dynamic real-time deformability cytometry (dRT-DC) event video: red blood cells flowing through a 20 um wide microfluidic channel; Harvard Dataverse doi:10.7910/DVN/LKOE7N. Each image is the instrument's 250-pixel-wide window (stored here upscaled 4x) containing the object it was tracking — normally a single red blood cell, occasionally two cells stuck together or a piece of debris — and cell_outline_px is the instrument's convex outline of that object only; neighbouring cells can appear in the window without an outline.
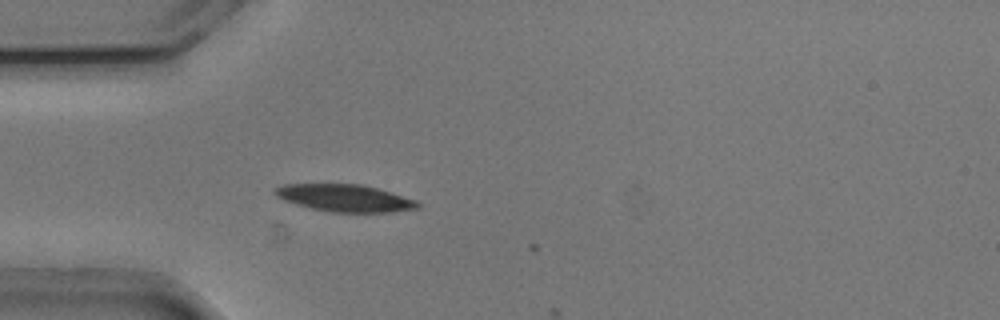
{"species": "common noctule bat (a hibernating species)", "species_latin": "Nyctalus noctula", "temperature_condition": "cold", "stored_images_in_passage": 4, "camera_frame_rate_fps": 3000, "um_per_image_px": 0.085, "animal": {"sex": "male", "body_mass_g": 20.5, "forearm_length_mm": 52.5}, "frame": {"image": 1, "passage_image": 2, "time_ms": 0.333, "image_size_px": [1000, 320], "cell_outline_px": [[420, 208], [392, 212], [332, 212], [312, 208], [296, 204], [284, 200], [276, 196], [272, 192], [272, 188], [284, 184], [364, 184], [416, 200], [420, 204]], "centroid_in_image_um": [29.29, 16.82], "position_along_channel_um": 55.7, "area_um2": 22.66}}